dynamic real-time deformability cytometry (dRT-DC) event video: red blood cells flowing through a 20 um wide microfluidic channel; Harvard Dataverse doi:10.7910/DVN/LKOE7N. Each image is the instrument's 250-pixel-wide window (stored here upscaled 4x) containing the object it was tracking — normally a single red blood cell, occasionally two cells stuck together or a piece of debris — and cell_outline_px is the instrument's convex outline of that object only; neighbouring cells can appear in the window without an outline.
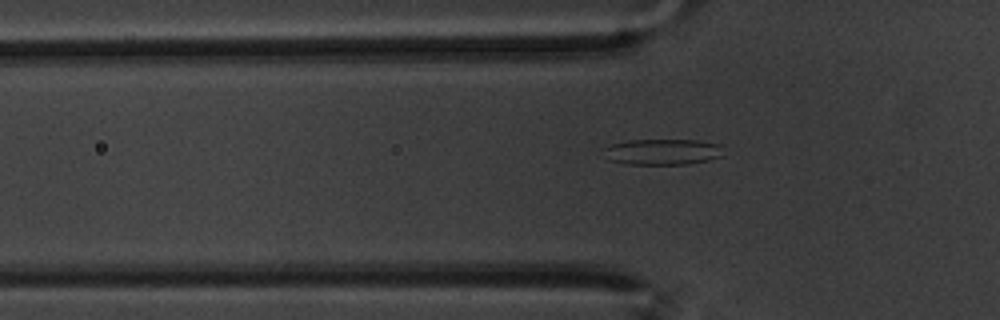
{"species": "common noctule bat (a hibernating species)", "species_latin": "Nyctalus noctula", "temperature_condition": "warm", "stored_images_in_passage": 40, "camera_frame_rate_fps": 3000, "um_per_image_px": 0.085, "animal": {"sex": "male", "body_mass_g": 20.1, "forearm_length_mm": 53.5}, "frame": {"image": 1, "passage_image": 6, "time_ms": 1.667, "image_size_px": [1000, 320], "cell_outline_px": [[724, 156], [708, 160], [684, 164], [624, 164], [608, 160], [600, 148], [608, 144], [628, 140], [700, 140], [720, 144]], "centroid_in_image_um": [56.25, 12.9], "position_along_channel_um": 69.6, "area_um2": 18.44}}
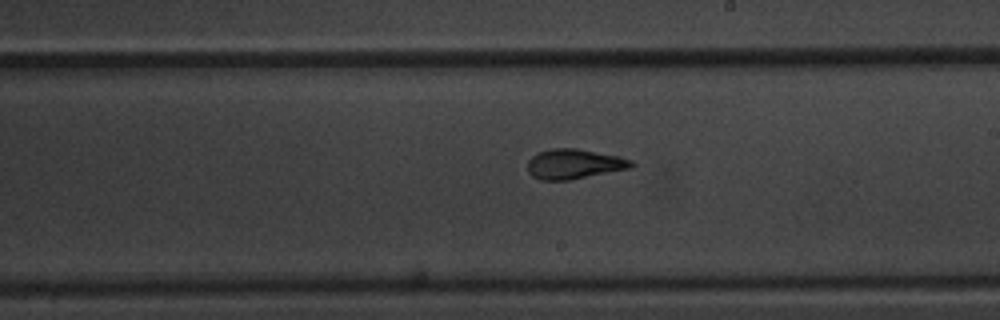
{"frame": {"image": 2, "passage_image": 21, "time_ms": 6.667, "image_size_px": [1000, 320], "cell_outline_px": [[636, 164], [632, 168], [572, 180], [540, 180], [532, 176], [528, 172], [528, 160], [532, 156], [540, 152], [552, 148], [576, 148], [620, 156], [632, 160]], "centroid_in_image_um": [48.84, 13.95], "position_along_channel_um": 240.2, "area_um2": 18.32}}
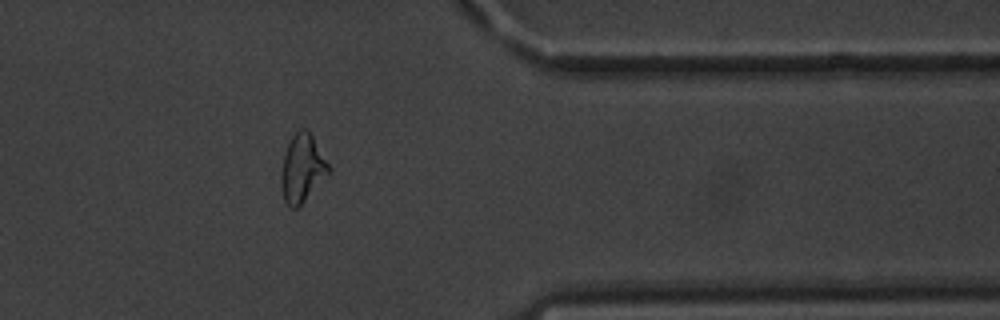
{"frame": {"image": 3, "passage_image": 35, "time_ms": 11.333, "image_size_px": [1000, 320], "cell_outline_px": [[332, 172], [296, 208], [292, 208], [284, 200], [280, 176], [284, 152], [292, 136], [300, 128], [304, 128], [312, 136], [332, 168]], "centroid_in_image_um": [25.71, 14.29], "position_along_channel_um": 385.7, "area_um2": 18.67}}